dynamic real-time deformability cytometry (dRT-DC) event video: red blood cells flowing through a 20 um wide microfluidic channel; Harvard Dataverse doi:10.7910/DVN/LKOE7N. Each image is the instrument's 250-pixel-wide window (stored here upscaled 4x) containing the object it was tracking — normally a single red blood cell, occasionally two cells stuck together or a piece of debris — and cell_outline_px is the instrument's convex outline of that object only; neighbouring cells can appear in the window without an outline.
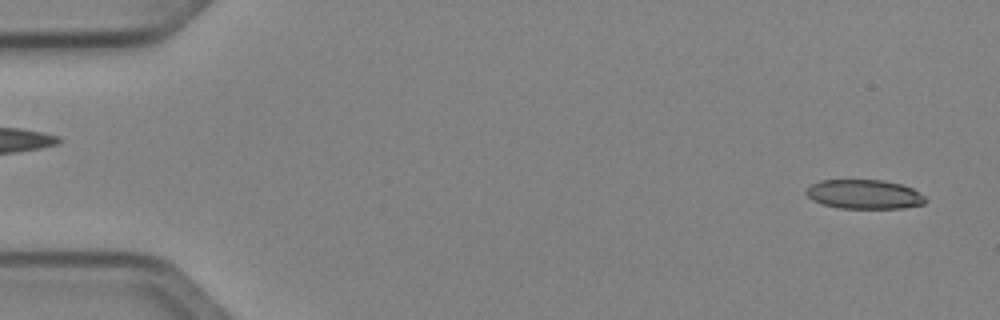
{"species": "Egyptian fruit bat (a non-hibernating species)", "species_latin": "Rousettus aegyptiacus", "temperature_condition": "cold", "stored_images_in_passage": 15, "camera_frame_rate_fps": 3000, "um_per_image_px": 0.085, "animal": {"sex": "female"}, "frame": {"image": 1, "passage_image": 2, "time_ms": 0.333, "image_size_px": [1000, 320], "cell_outline_px": [[928, 200], [924, 204], [904, 208], [840, 208], [824, 204], [812, 200], [804, 192], [812, 184], [820, 180], [884, 180], [900, 184], [912, 188], [924, 196]], "centroid_in_image_um": [73.48, 16.51], "position_along_channel_um": 11.5, "area_um2": 20.29}}
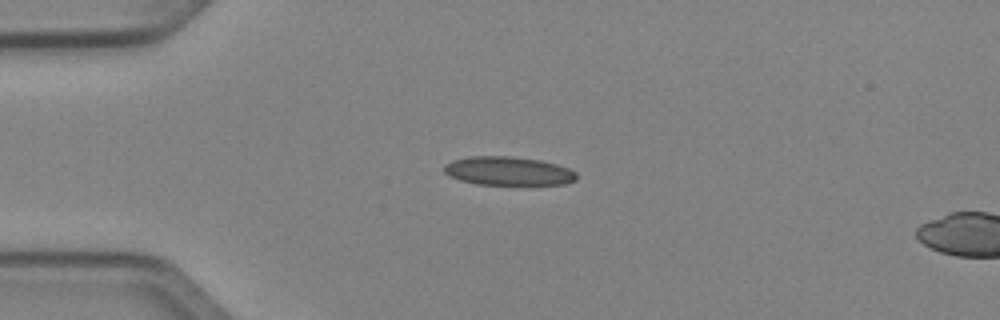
{"frame": {"image": 2, "passage_image": 12, "time_ms": 3.667, "image_size_px": [1000, 320], "cell_outline_px": [[576, 180], [564, 184], [476, 184], [460, 180], [448, 176], [444, 172], [444, 164], [452, 160], [468, 156], [512, 156], [540, 160], [556, 164], [568, 168], [576, 172]], "centroid_in_image_um": [43.16, 14.52], "position_along_channel_um": 41.8, "area_um2": 22.14}}